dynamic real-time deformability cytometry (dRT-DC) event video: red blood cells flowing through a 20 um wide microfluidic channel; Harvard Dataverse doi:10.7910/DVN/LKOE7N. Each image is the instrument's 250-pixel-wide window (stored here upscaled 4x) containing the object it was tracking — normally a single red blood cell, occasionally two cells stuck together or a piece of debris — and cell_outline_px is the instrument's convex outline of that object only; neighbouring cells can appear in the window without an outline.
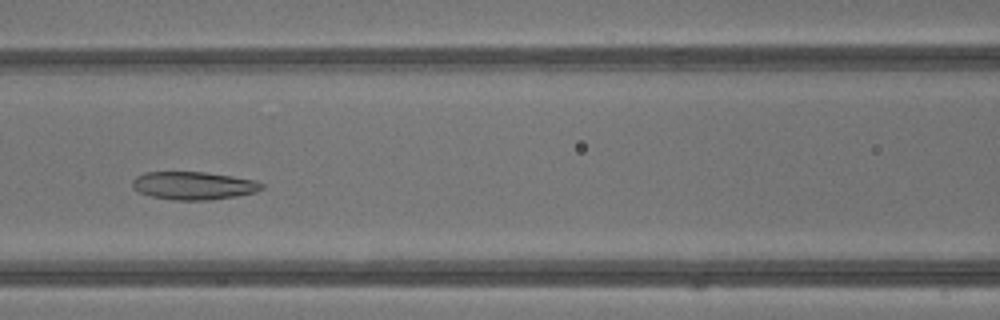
{"species": "common noctule bat (a hibernating species)", "species_latin": "Nyctalus noctula", "temperature_condition": "warm", "stored_images_in_passage": 41, "camera_frame_rate_fps": 3000, "um_per_image_px": 0.085, "animal": {"sex": "male", "body_mass_g": 13.3}, "frame": {"image": 1, "passage_image": 18, "time_ms": 5.667, "image_size_px": [1000, 320], "cell_outline_px": [[264, 188], [256, 192], [236, 196], [212, 200], [172, 200], [152, 196], [140, 192], [132, 188], [132, 180], [136, 176], [144, 172], [204, 172], [232, 176], [256, 180], [264, 184]], "centroid_in_image_um": [16.46, 15.78], "position_along_channel_um": 150.1, "area_um2": 21.21}}
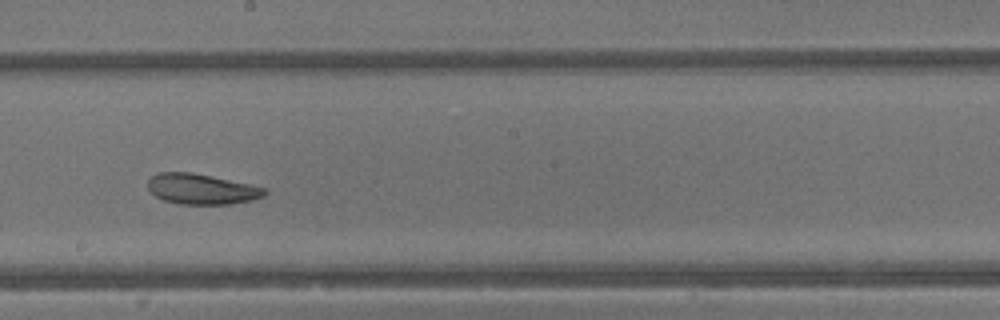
{"frame": {"image": 2, "passage_image": 23, "time_ms": 7.333, "image_size_px": [1000, 320], "cell_outline_px": [[268, 192], [264, 196], [252, 200], [232, 204], [180, 204], [164, 200], [156, 196], [148, 188], [148, 180], [152, 176], [160, 172], [192, 172], [248, 184], [264, 188]], "centroid_in_image_um": [17.13, 16.07], "position_along_channel_um": 231.1, "area_um2": 20.52}}
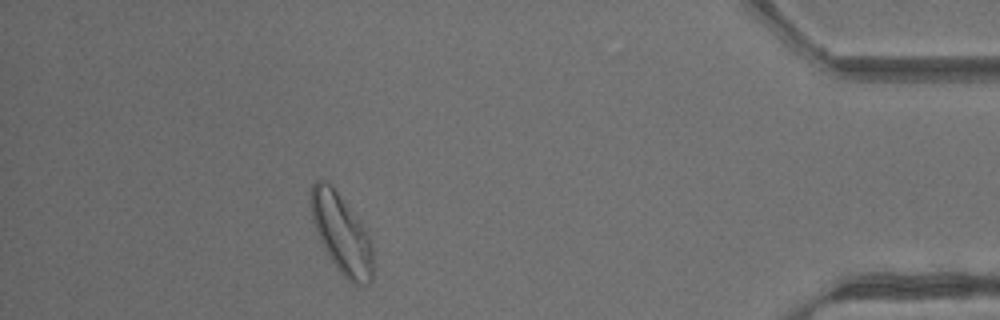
{"frame": {"image": 3, "passage_image": 37, "time_ms": 12.0, "image_size_px": [1000, 320], "cell_outline_px": [[372, 280], [364, 288], [348, 280], [340, 272], [328, 256], [316, 232], [312, 220], [308, 196], [312, 184], [316, 180], [328, 180], [368, 232], [372, 244]], "centroid_in_image_um": [29.0, 19.85], "position_along_channel_um": 406.2, "area_um2": 29.02}, "authors_computed_cell_mechanics": {"area_um2": 26.299, "velocity_mm_per_s": 4.8722, "shape_relaxation_time_tau1_ms": 5.3224, "shape_relaxation_time_tau2_ms": 2.7554, "deformation_change_tau1": 0.1467, "deformation_change_tau2": 0.0857}}